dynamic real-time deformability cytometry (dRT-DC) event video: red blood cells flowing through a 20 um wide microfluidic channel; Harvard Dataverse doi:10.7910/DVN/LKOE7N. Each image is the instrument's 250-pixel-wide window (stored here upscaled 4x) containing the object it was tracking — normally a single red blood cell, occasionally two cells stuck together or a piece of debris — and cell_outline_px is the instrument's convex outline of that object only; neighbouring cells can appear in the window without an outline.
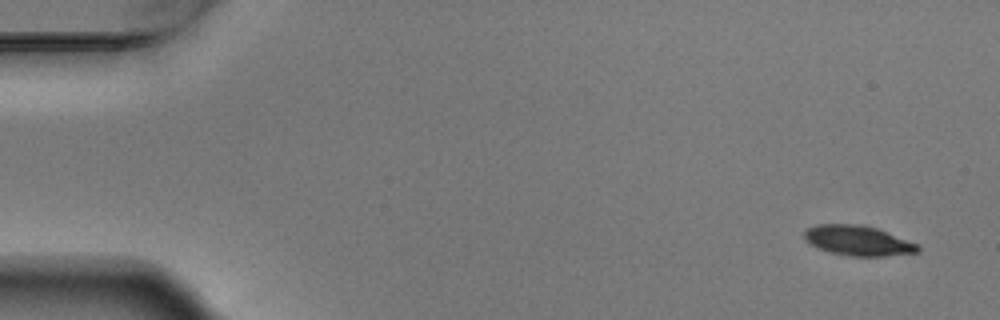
{"species": "Egyptian fruit bat (a non-hibernating species)", "species_latin": "Rousettus aegyptiacus", "temperature_condition": "warm", "stored_images_in_passage": 4, "camera_frame_rate_fps": 3000, "um_per_image_px": 0.085, "animal": {"sex": "male"}, "frame": {"image": 1, "passage_image": 1, "time_ms": 0.0, "image_size_px": [1000, 320], "cell_outline_px": [[920, 252], [884, 256], [848, 256], [828, 252], [816, 248], [808, 244], [804, 240], [804, 232], [808, 228], [816, 224], [856, 224], [872, 228], [920, 244]], "centroid_in_image_um": [72.87, 20.47], "position_along_channel_um": 12.1, "area_um2": 19.83}}
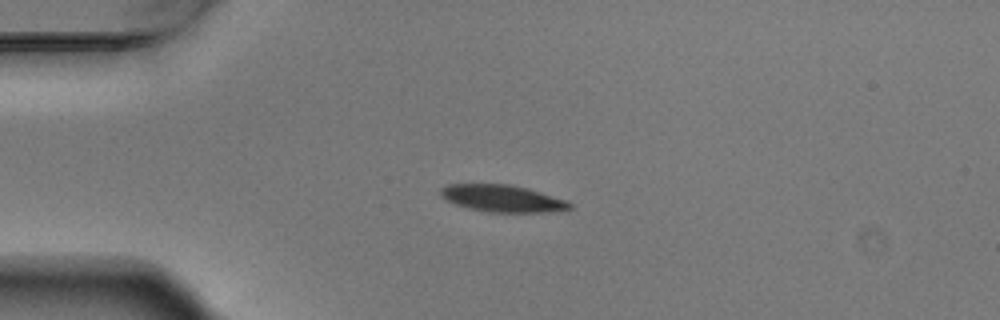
{"frame": {"image": 2, "passage_image": 3, "time_ms": 0.667, "image_size_px": [1000, 320], "cell_outline_px": [[572, 208], [548, 212], [488, 212], [468, 208], [456, 204], [440, 196], [440, 188], [448, 184], [508, 184], [528, 188], [568, 200], [572, 204]], "centroid_in_image_um": [42.72, 16.86], "position_along_channel_um": 42.3, "area_um2": 20.35}}